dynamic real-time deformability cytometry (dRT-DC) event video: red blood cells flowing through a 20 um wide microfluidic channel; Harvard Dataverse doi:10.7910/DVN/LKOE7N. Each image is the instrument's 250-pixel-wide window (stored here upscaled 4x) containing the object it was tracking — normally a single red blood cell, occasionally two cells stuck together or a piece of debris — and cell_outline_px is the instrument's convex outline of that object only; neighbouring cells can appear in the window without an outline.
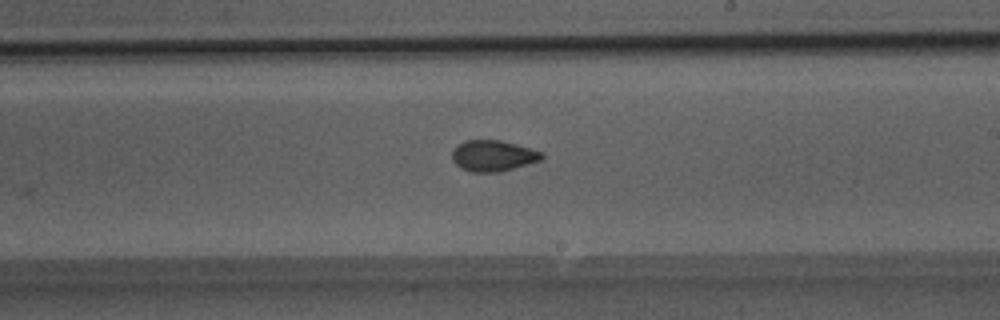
{"species": "Egyptian fruit bat (a non-hibernating species)", "species_latin": "Rousettus aegyptiacus", "temperature_condition": "room temperature", "stored_images_in_passage": 22, "camera_frame_rate_fps": 3000, "um_per_image_px": 0.085, "animal": {"sex": "male"}, "frame": {"image": 1, "passage_image": 18, "time_ms": 5.667, "image_size_px": [1000, 320], "cell_outline_px": [[544, 156], [540, 160], [500, 172], [472, 172], [460, 168], [452, 160], [452, 152], [464, 140], [500, 140], [516, 144], [544, 152]], "centroid_in_image_um": [41.92, 13.24], "position_along_channel_um": 247.1, "area_um2": 16.13}}